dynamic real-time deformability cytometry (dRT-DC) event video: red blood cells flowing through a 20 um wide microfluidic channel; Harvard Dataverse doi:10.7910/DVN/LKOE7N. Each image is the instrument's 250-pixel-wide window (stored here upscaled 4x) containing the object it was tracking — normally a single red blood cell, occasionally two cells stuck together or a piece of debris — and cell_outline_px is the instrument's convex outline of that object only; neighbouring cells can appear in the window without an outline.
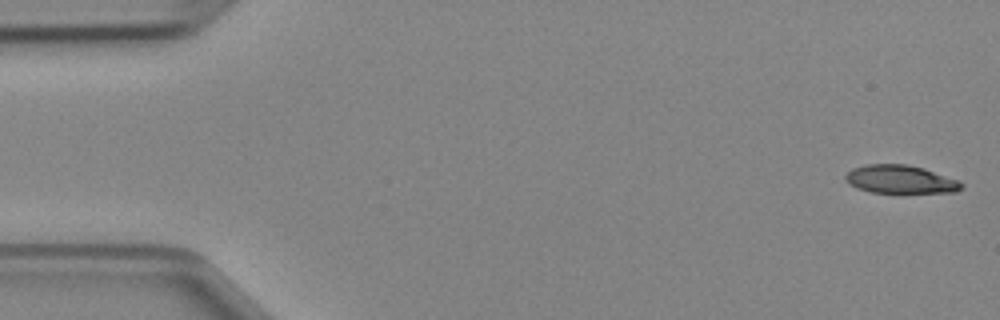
{"species": "Egyptian fruit bat (a non-hibernating species)", "species_latin": "Rousettus aegyptiacus", "temperature_condition": "cold", "stored_images_in_passage": 47, "camera_frame_rate_fps": 3000, "um_per_image_px": 0.085, "animal": {"sex": "female"}, "frame": {"image": 1, "passage_image": 1, "time_ms": 0.0, "image_size_px": [1000, 320], "cell_outline_px": [[964, 188], [956, 192], [904, 196], [872, 192], [856, 188], [844, 180], [844, 176], [852, 168], [864, 164], [908, 164], [924, 168], [960, 180], [964, 184]], "centroid_in_image_um": [76.6, 15.3], "position_along_channel_um": 8.4, "area_um2": 20.46}}
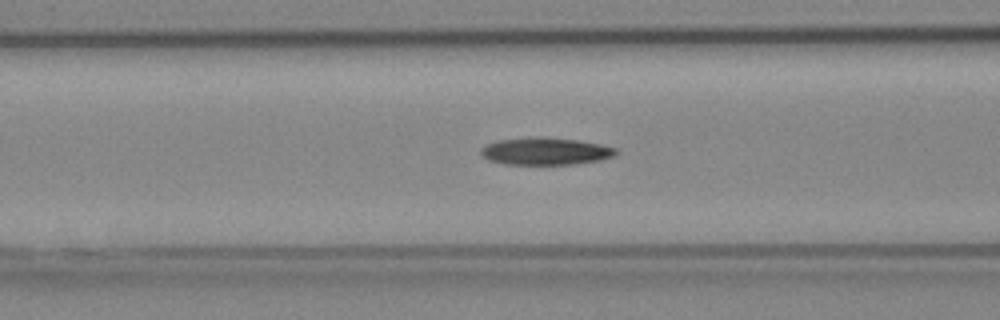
{"frame": {"image": 2, "passage_image": 18, "time_ms": 5.667, "image_size_px": [1000, 320], "cell_outline_px": [[620, 152], [616, 156], [600, 160], [572, 164], [504, 164], [488, 160], [480, 152], [480, 148], [484, 144], [496, 140], [580, 140], [600, 144], [616, 148]], "centroid_in_image_um": [46.4, 12.9], "position_along_channel_um": 120.2, "area_um2": 20.58}}
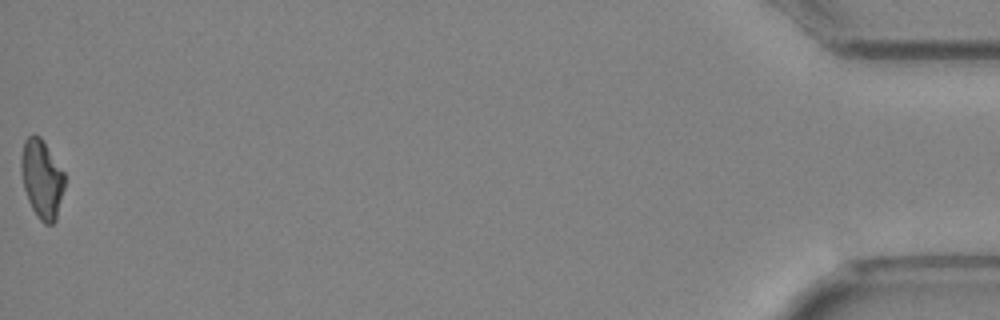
{"frame": {"image": 3, "passage_image": 47, "time_ms": 15.333, "image_size_px": [1000, 320], "cell_outline_px": [[64, 188], [56, 220], [52, 224], [44, 224], [36, 216], [28, 200], [24, 188], [20, 172], [20, 156], [24, 140], [28, 136], [40, 136], [64, 172]], "centroid_in_image_um": [3.54, 15.22], "position_along_channel_um": 431.7, "area_um2": 19.94}}